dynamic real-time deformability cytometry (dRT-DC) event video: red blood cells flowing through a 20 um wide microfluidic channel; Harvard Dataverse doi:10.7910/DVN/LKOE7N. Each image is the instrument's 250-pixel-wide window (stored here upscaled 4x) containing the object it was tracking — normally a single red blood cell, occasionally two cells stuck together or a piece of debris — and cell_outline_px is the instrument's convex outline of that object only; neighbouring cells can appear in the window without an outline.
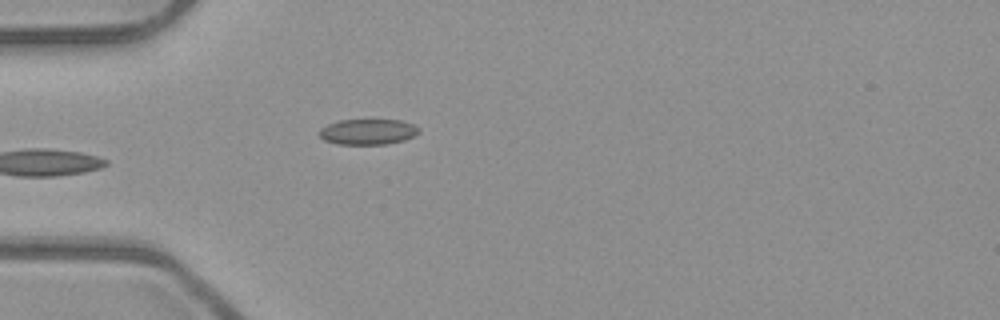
{"species": "common noctule bat (a hibernating species)", "species_latin": "Nyctalus noctula", "temperature_condition": "room temperature", "stored_images_in_passage": 5, "camera_frame_rate_fps": 3000, "um_per_image_px": 0.085, "animal": {"sex": "male", "body_mass_g": 23.1, "forearm_length_mm": 52.7}, "frame": {"image": 1, "passage_image": 5, "time_ms": 1.333, "image_size_px": [1000, 320], "cell_outline_px": [[420, 132], [416, 136], [404, 140], [388, 144], [336, 144], [324, 140], [320, 136], [320, 128], [328, 124], [340, 120], [400, 120], [412, 124], [420, 128]], "centroid_in_image_um": [31.3, 11.21], "position_along_channel_um": 53.7, "area_um2": 14.91}}